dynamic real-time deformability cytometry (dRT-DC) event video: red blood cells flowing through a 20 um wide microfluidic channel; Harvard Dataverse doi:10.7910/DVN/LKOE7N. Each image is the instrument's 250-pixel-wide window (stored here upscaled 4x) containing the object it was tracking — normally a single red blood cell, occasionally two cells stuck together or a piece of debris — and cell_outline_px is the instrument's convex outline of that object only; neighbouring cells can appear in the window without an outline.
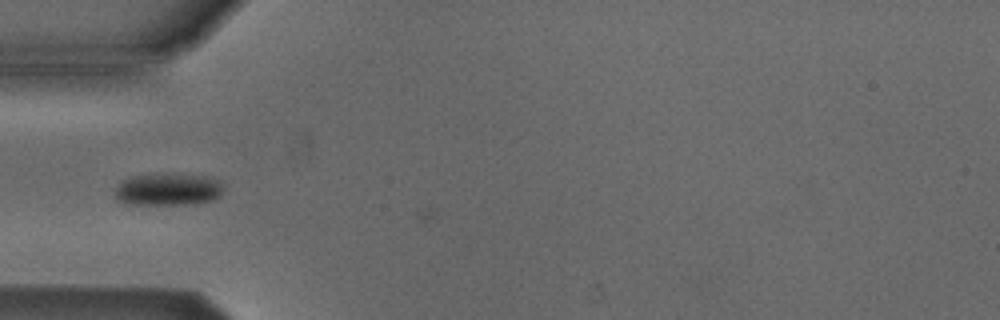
{"species": "Egyptian fruit bat (a non-hibernating species)", "species_latin": "Rousettus aegyptiacus", "temperature_condition": "cold", "stored_images_in_passage": 4, "camera_frame_rate_fps": 3000, "um_per_image_px": 0.085, "animal": {"sex": "male"}, "frame": {"image": 1, "passage_image": 3, "time_ms": 0.667, "image_size_px": [1000, 320], "cell_outline_px": [[224, 188], [220, 196], [212, 200], [188, 204], [128, 204], [116, 200], [112, 192], [120, 180], [132, 176], [156, 172], [172, 172], [204, 176], [220, 180]], "centroid_in_image_um": [14.22, 16.06], "position_along_channel_um": 70.8, "area_um2": 21.27}}